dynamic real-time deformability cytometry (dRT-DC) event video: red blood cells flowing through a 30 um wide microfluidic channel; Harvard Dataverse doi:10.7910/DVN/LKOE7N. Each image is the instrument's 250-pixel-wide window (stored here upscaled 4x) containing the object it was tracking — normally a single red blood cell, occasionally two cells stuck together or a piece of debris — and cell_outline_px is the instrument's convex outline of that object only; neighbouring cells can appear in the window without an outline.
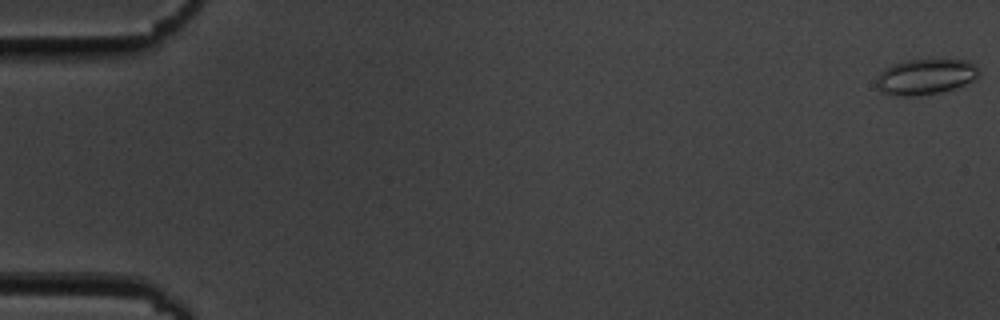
{"species": "common noctule bat (a hibernating species)", "species_latin": "Nyctalus noctula", "temperature_condition": "cold", "stored_images_in_passage": 57, "camera_frame_rate_fps": 3000, "um_per_image_px": 0.085, "animal": {"sex": "male", "body_mass_g": 19.5, "forearm_length_mm": 54.6}, "frame": {"image": 1, "passage_image": 1, "time_ms": 0.0, "image_size_px": [1000, 320], "cell_outline_px": [[980, 76], [956, 88], [940, 92], [916, 96], [892, 96], [880, 92], [876, 84], [876, 80], [880, 72], [884, 68], [892, 64], [908, 60], [968, 60], [980, 72]], "centroid_in_image_um": [78.62, 6.54], "position_along_channel_um": 6.4, "area_um2": 21.33}}
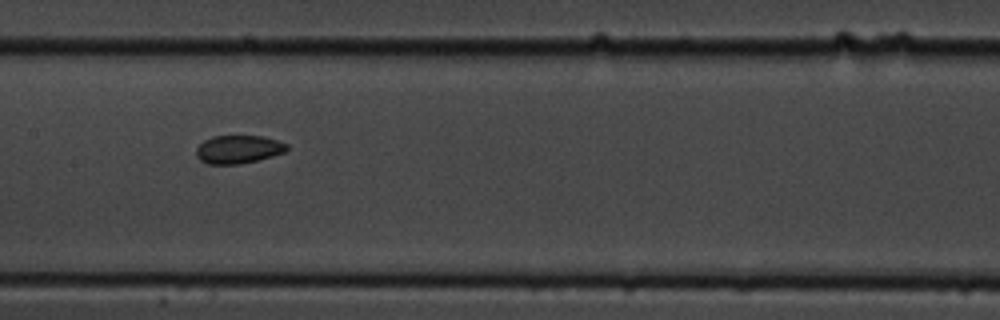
{"frame": {"image": 2, "passage_image": 29, "time_ms": 9.333, "image_size_px": [1000, 320], "cell_outline_px": [[288, 148], [284, 152], [272, 156], [240, 164], [208, 164], [200, 160], [196, 156], [196, 148], [204, 140], [212, 136], [264, 136], [288, 144]], "centroid_in_image_um": [20.24, 12.69], "position_along_channel_um": 187.2, "area_um2": 14.85}}
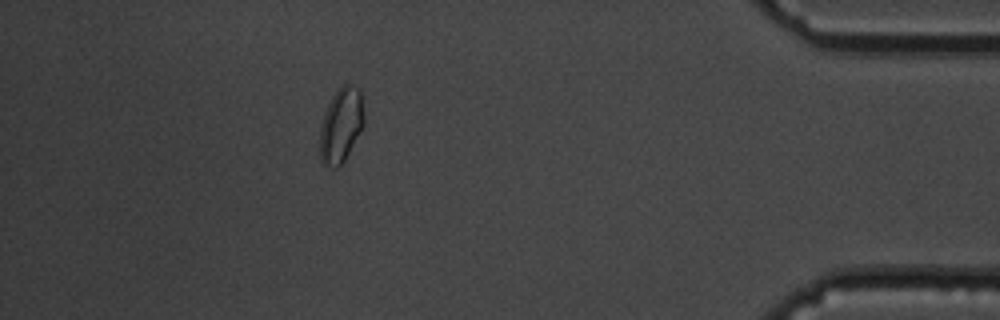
{"frame": {"image": 3, "passage_image": 51, "time_ms": 16.667, "image_size_px": [1000, 320], "cell_outline_px": [[364, 124], [344, 160], [336, 168], [332, 168], [324, 164], [320, 160], [320, 124], [328, 104], [336, 88], [344, 84], [352, 84], [360, 88], [364, 96]], "centroid_in_image_um": [29.01, 10.56], "position_along_channel_um": 406.2, "area_um2": 19.54}, "authors_computed_cell_mechanics": {"area_um2": 15.895, "velocity_mm_per_s": 3.5981, "shape_relaxation_time_tau1_ms": null, "shape_relaxation_time_tau2_ms": 3.2431, "deformation_change_tau1": null, "deformation_change_tau2": 0.0581}}